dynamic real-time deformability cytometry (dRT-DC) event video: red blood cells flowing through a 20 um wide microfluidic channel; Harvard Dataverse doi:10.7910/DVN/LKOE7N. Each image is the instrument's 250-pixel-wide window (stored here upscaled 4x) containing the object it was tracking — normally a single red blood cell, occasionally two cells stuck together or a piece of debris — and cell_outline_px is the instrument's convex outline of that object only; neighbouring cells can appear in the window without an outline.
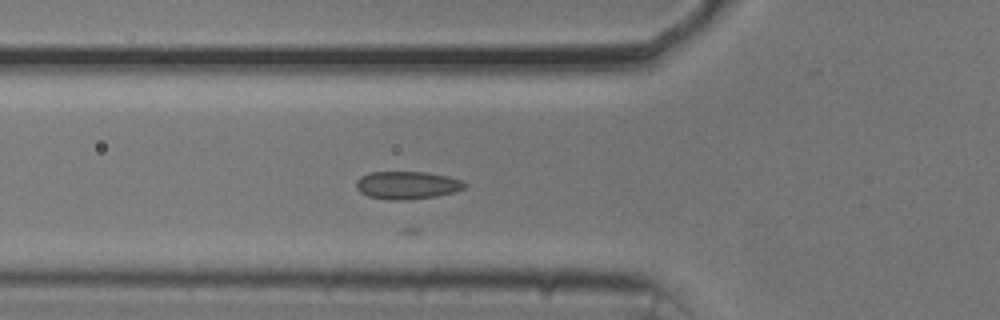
{"species": "common noctule bat (a hibernating species)", "species_latin": "Nyctalus noctula", "temperature_condition": "cold", "stored_images_in_passage": 15, "camera_frame_rate_fps": 3000, "um_per_image_px": 0.085, "animal": {"sex": "male", "body_mass_g": 20.5, "forearm_length_mm": 52.5}, "frame": {"image": 1, "passage_image": 6, "time_ms": 1.667, "image_size_px": [1000, 320], "cell_outline_px": [[468, 184], [464, 188], [452, 192], [436, 196], [408, 200], [388, 200], [368, 196], [360, 192], [356, 188], [356, 180], [360, 176], [372, 172], [428, 172], [448, 176], [464, 180]], "centroid_in_image_um": [34.61, 15.74], "position_along_channel_um": 91.2, "area_um2": 17.74}}